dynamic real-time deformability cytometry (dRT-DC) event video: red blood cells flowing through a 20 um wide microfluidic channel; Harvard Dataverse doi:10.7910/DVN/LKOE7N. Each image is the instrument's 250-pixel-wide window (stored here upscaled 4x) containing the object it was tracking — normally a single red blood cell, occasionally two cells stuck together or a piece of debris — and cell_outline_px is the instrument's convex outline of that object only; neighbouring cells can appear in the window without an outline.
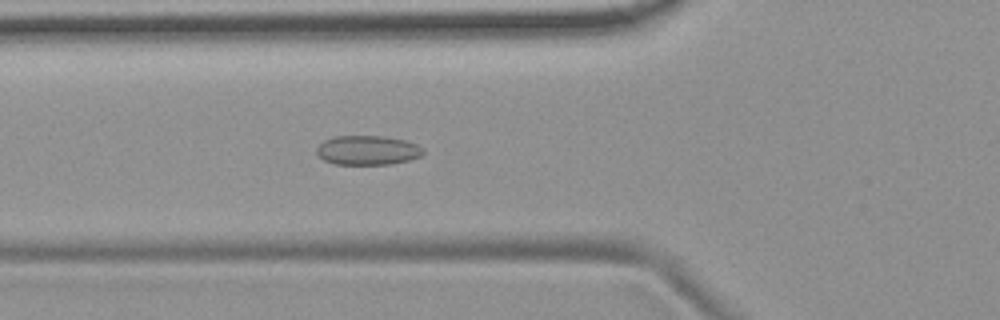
{"species": "common noctule bat (a hibernating species)", "species_latin": "Nyctalus noctula", "temperature_condition": "room temperature", "stored_images_in_passage": 54, "camera_frame_rate_fps": 3000, "um_per_image_px": 0.085, "animal": {"sex": "female", "body_mass_g": 19.9}, "frame": {"image": 1, "passage_image": 20, "time_ms": 6.333, "image_size_px": [1000, 320], "cell_outline_px": [[424, 152], [420, 156], [408, 160], [392, 164], [336, 164], [324, 160], [316, 152], [316, 148], [324, 140], [336, 136], [380, 136], [404, 140], [416, 144], [424, 148]], "centroid_in_image_um": [31.24, 12.77], "position_along_channel_um": 94.6, "area_um2": 18.09}}
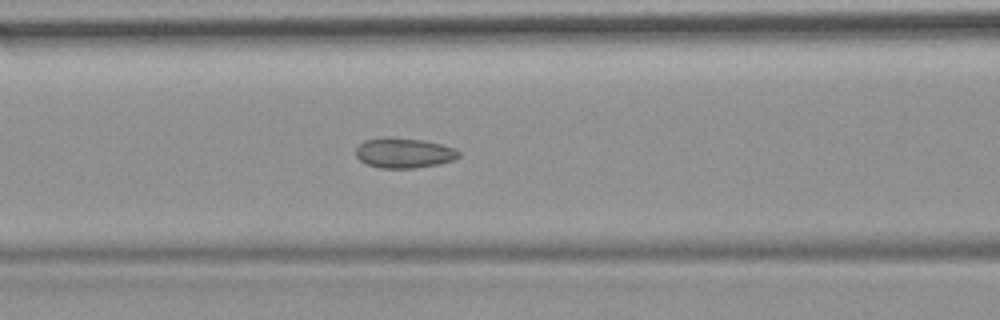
{"frame": {"image": 2, "passage_image": 23, "time_ms": 7.333, "image_size_px": [1000, 320], "cell_outline_px": [[460, 156], [452, 160], [440, 164], [412, 168], [380, 168], [364, 164], [356, 156], [356, 148], [364, 140], [384, 136], [424, 140], [440, 144], [452, 148], [460, 152]], "centroid_in_image_um": [34.29, 13.0], "position_along_channel_um": 132.3, "area_um2": 18.15}}
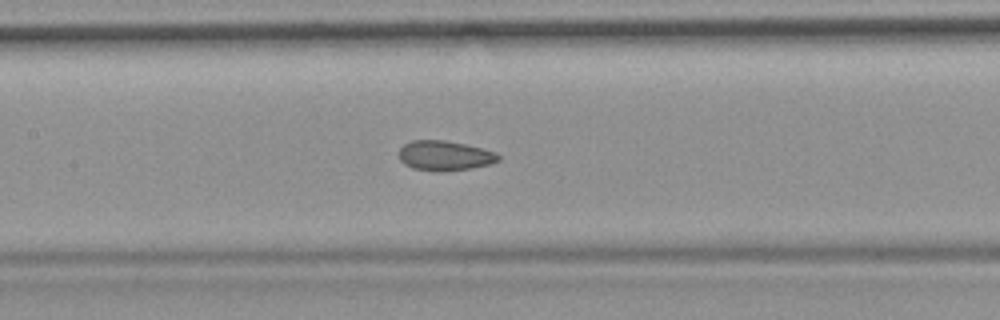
{"frame": {"image": 3, "passage_image": 26, "time_ms": 8.333, "image_size_px": [1000, 320], "cell_outline_px": [[500, 160], [492, 164], [472, 168], [444, 172], [436, 172], [412, 168], [404, 164], [400, 160], [400, 148], [404, 144], [412, 140], [444, 140], [464, 144], [496, 152], [500, 156]], "centroid_in_image_um": [37.81, 13.25], "position_along_channel_um": 169.6, "area_um2": 17.46}, "authors_computed_cell_mechanics": {"area_um2": 17.918, "velocity_mm_per_s": 3.7323, "shape_relaxation_time_tau1_ms": null, "shape_relaxation_time_tau2_ms": 1.8452, "deformation_change_tau1": null, "deformation_change_tau2": 0.0726}}